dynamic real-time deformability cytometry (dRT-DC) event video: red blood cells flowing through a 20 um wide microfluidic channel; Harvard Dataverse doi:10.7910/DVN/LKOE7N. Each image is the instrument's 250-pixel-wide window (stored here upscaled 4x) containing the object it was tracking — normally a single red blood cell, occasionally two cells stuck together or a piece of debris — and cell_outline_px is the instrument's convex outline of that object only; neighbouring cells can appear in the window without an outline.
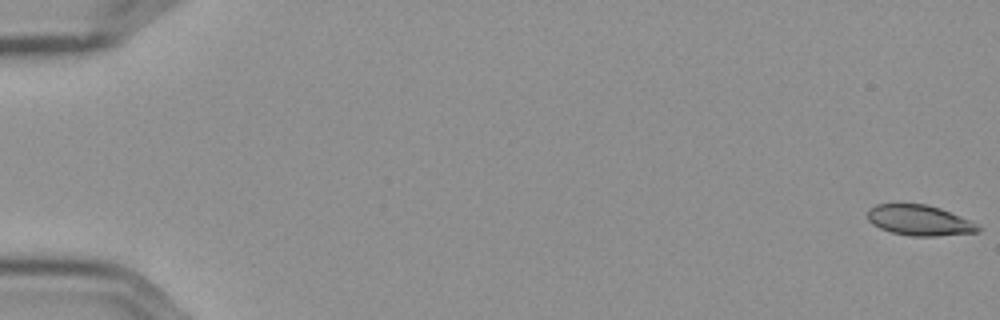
{"species": "Egyptian fruit bat (a non-hibernating species)", "species_latin": "Rousettus aegyptiacus", "temperature_condition": "cold", "stored_images_in_passage": 59, "camera_frame_rate_fps": 3000, "um_per_image_px": 0.085, "frame": {"image": 1, "passage_image": 1, "time_ms": 0.0, "image_size_px": [1000, 320], "cell_outline_px": [[984, 228], [980, 232], [936, 236], [912, 236], [892, 232], [880, 228], [872, 224], [868, 220], [868, 208], [876, 204], [928, 204], [940, 208], [980, 224]], "centroid_in_image_um": [78.2, 18.73], "position_along_channel_um": 6.8, "area_um2": 19.83}}
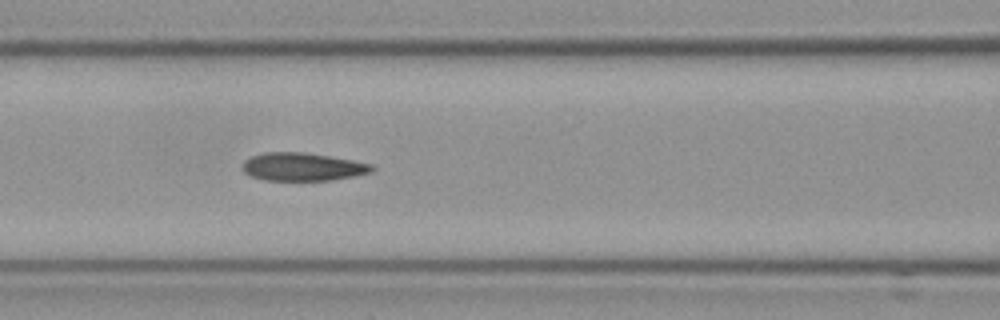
{"frame": {"image": 2, "passage_image": 26, "time_ms": 8.333, "image_size_px": [1000, 320], "cell_outline_px": [[376, 168], [372, 172], [332, 180], [264, 180], [252, 176], [244, 172], [240, 168], [244, 160], [252, 156], [264, 152], [304, 152], [352, 160], [372, 164]], "centroid_in_image_um": [25.7, 14.17], "position_along_channel_um": 140.9, "area_um2": 21.15}}
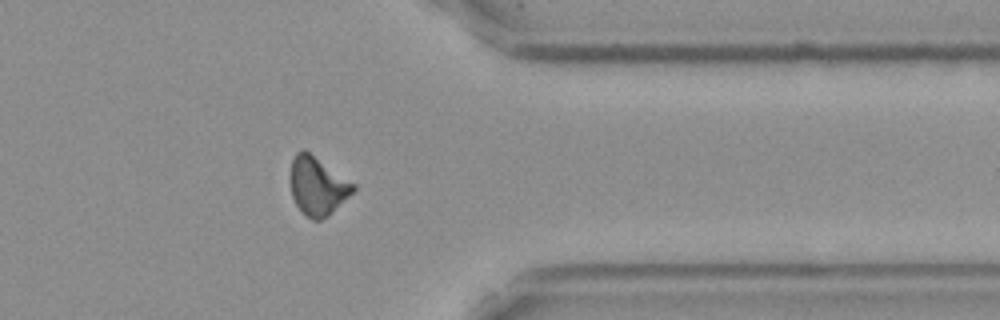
{"frame": {"image": 3, "passage_image": 47, "time_ms": 15.333, "image_size_px": [1000, 320], "cell_outline_px": [[356, 188], [328, 216], [320, 220], [312, 220], [300, 212], [292, 196], [292, 160], [296, 152], [304, 148], [356, 184]], "centroid_in_image_um": [27.0, 15.81], "position_along_channel_um": 384.4, "area_um2": 21.15}, "authors_computed_cell_mechanics": {"area_um2": 21.0392, "velocity_mm_per_s": 3.6065, "shape_relaxation_time_tau1_ms": null, "shape_relaxation_time_tau2_ms": 3.1202, "deformation_change_tau1": null, "deformation_change_tau2": 0.0816}}